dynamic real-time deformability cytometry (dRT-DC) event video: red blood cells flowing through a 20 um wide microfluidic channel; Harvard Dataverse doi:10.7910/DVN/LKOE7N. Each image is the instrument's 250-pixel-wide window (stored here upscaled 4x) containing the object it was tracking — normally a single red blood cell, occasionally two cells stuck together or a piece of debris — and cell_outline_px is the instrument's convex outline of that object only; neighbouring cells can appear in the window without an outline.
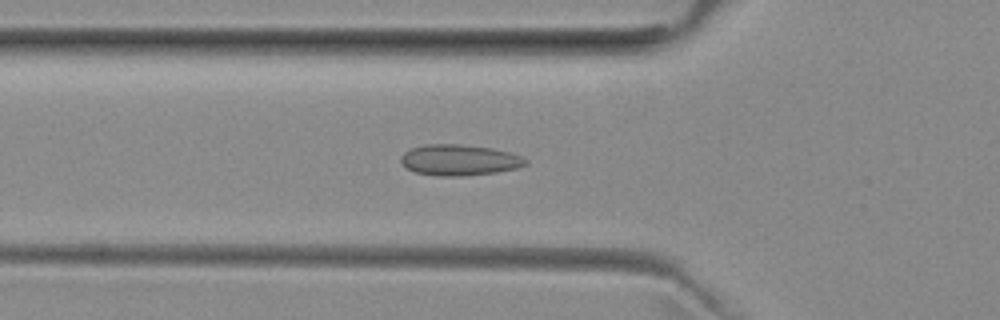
{"species": "common noctule bat (a hibernating species)", "species_latin": "Nyctalus noctula", "temperature_condition": "room temperature", "stored_images_in_passage": 48, "camera_frame_rate_fps": 3000, "um_per_image_px": 0.085, "animal": {"sex": "female", "body_mass_g": 29.2, "forearm_length_mm": 56.3}, "frame": {"image": 1, "passage_image": 14, "time_ms": 4.333, "image_size_px": [1000, 320], "cell_outline_px": [[528, 164], [516, 168], [496, 172], [464, 176], [436, 176], [416, 172], [400, 164], [400, 156], [404, 152], [412, 148], [424, 144], [456, 144], [492, 148], [508, 152], [520, 156], [528, 160]], "centroid_in_image_um": [39.01, 13.6], "position_along_channel_um": 86.8, "area_um2": 22.48}}
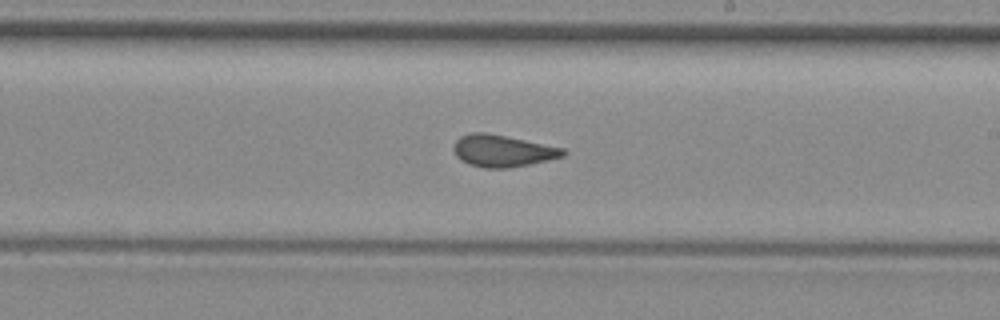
{"frame": {"image": 2, "passage_image": 26, "time_ms": 8.333, "image_size_px": [1000, 320], "cell_outline_px": [[568, 152], [564, 156], [548, 160], [508, 168], [484, 168], [468, 164], [456, 156], [452, 148], [456, 140], [460, 136], [472, 132], [484, 132], [564, 148]], "centroid_in_image_um": [42.7, 12.82], "position_along_channel_um": 246.3, "area_um2": 20.23}}
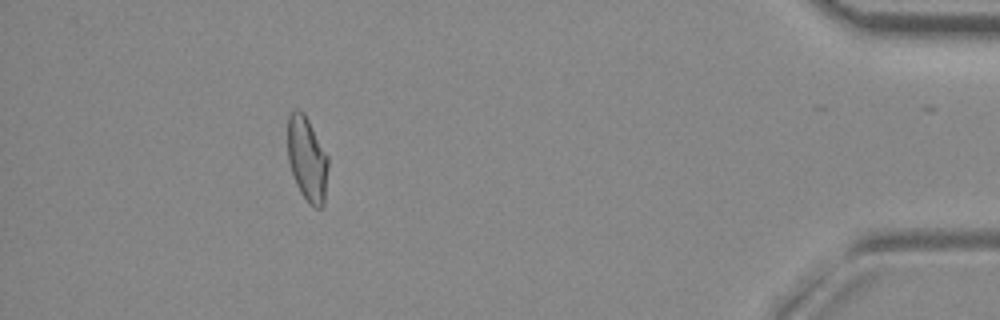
{"frame": {"image": 3, "passage_image": 43, "time_ms": 14.0, "image_size_px": [1000, 320], "cell_outline_px": [[328, 168], [324, 204], [320, 208], [316, 208], [300, 192], [296, 184], [288, 160], [288, 116], [296, 108], [304, 112], [328, 156]], "centroid_in_image_um": [26.11, 13.49], "position_along_channel_um": 409.1, "area_um2": 19.77}, "authors_computed_cell_mechanics": {"area_um2": 20.519, "velocity_mm_per_s": 3.972, "shape_relaxation_time_tau1_ms": null, "shape_relaxation_time_tau2_ms": 1.251, "deformation_change_tau1": null, "deformation_change_tau2": 0.085}}